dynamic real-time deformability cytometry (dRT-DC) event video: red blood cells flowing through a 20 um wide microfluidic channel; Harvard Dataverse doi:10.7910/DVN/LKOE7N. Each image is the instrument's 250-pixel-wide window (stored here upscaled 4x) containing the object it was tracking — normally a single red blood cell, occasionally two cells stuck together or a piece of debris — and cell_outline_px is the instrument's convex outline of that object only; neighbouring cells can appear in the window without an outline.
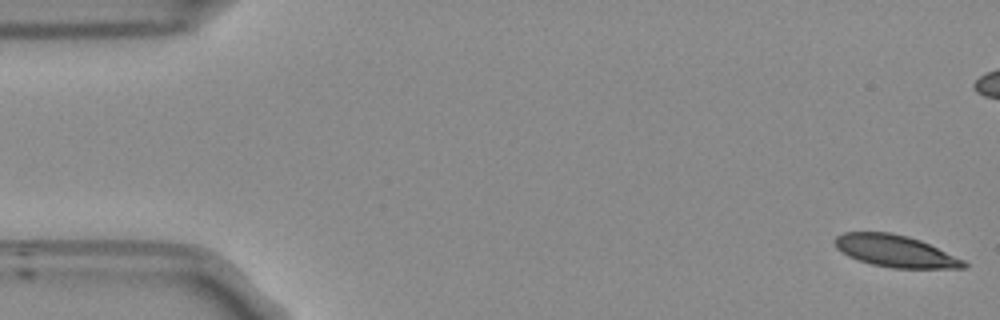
{"species": "Egyptian fruit bat (a non-hibernating species)", "species_latin": "Rousettus aegyptiacus", "temperature_condition": "room temperature", "stored_images_in_passage": 55, "camera_frame_rate_fps": 3000, "um_per_image_px": 0.085, "frame": {"image": 1, "passage_image": 1, "time_ms": 0.0, "image_size_px": [1000, 320], "cell_outline_px": [[968, 264], [964, 268], [892, 268], [872, 264], [848, 256], [836, 248], [832, 240], [836, 236], [844, 232], [888, 232], [908, 236], [920, 240], [964, 260]], "centroid_in_image_um": [76.06, 21.33], "position_along_channel_um": 8.9, "area_um2": 23.87}}
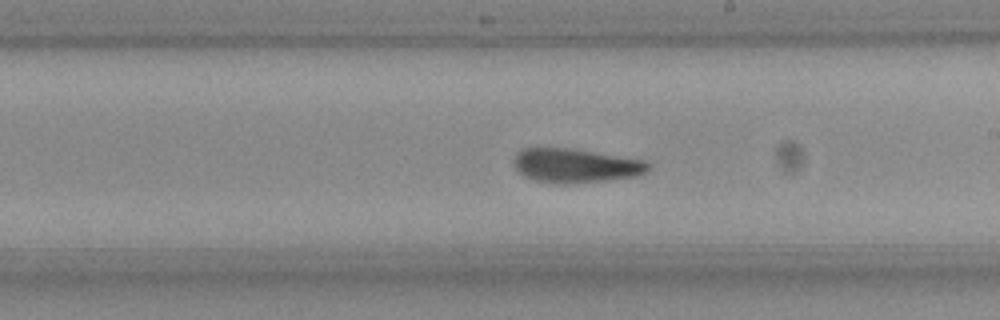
{"frame": {"image": 2, "passage_image": 30, "time_ms": 9.667, "image_size_px": [1000, 320], "cell_outline_px": [[652, 164], [644, 172], [636, 176], [608, 180], [568, 184], [552, 184], [532, 180], [524, 176], [512, 164], [512, 160], [524, 148], [568, 148], [648, 160]], "centroid_in_image_um": [48.93, 14.09], "position_along_channel_um": 240.1, "area_um2": 26.88}}
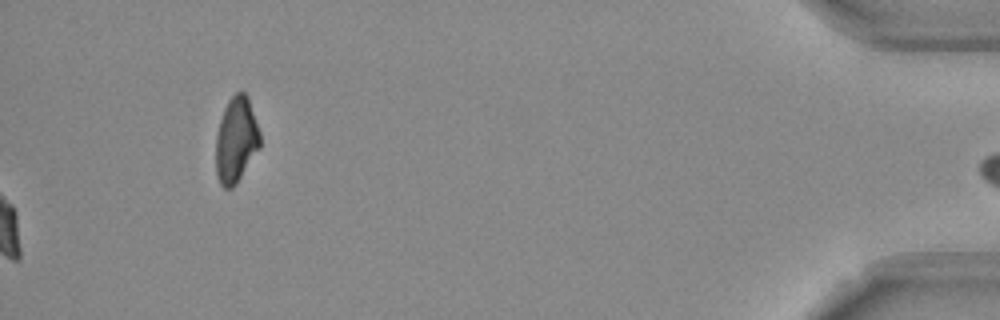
{"frame": {"image": 3, "passage_image": 55, "time_ms": 18.0, "image_size_px": [1000, 320], "cell_outline_px": [[260, 148], [236, 184], [232, 188], [224, 188], [220, 184], [216, 172], [216, 136], [220, 120], [224, 108], [228, 100], [240, 88], [248, 96], [260, 132]], "centroid_in_image_um": [20.08, 11.87], "position_along_channel_um": 415.1, "area_um2": 22.2}, "authors_computed_cell_mechanics": {"area_um2": 26.299, "velocity_mm_per_s": 3.7236, "shape_relaxation_time_tau1_ms": 6.7101, "shape_relaxation_time_tau2_ms": 2.0361, "deformation_change_tau1": 0.1704, "deformation_change_tau2": 0.086}}